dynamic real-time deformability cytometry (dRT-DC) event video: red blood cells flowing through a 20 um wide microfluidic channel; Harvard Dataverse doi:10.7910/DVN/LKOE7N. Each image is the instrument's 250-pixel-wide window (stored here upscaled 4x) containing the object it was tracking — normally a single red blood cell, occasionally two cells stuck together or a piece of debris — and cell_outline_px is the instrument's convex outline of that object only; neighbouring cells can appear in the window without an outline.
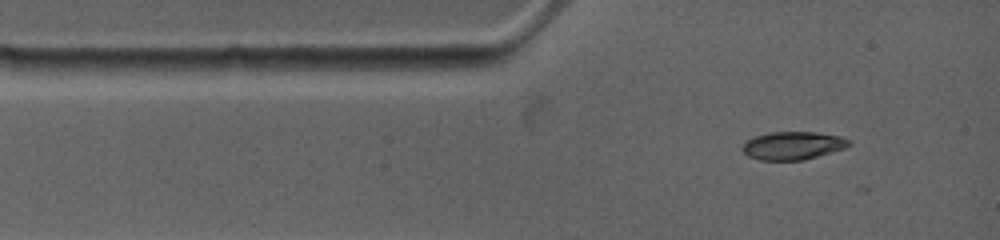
{"species": "common noctule bat (a hibernating species)", "species_latin": "Nyctalus noctula", "temperature_condition": "warm", "stored_images_in_passage": 4, "camera_frame_rate_fps": 4500, "um_per_image_px": 0.085, "animal": {"sex": "female", "body_mass_g": 19.0, "forearm_length_mm": 53.3}, "frame": {"image": 1, "passage_image": 1, "time_ms": 0.0, "image_size_px": [1000, 240], "cell_outline_px": [[852, 144], [844, 148], [804, 160], [760, 160], [748, 156], [740, 148], [748, 140], [756, 136], [768, 132], [816, 132], [840, 136], [852, 140]], "centroid_in_image_um": [67.41, 12.37], "position_along_channel_um": 17.6, "area_um2": 17.4}}
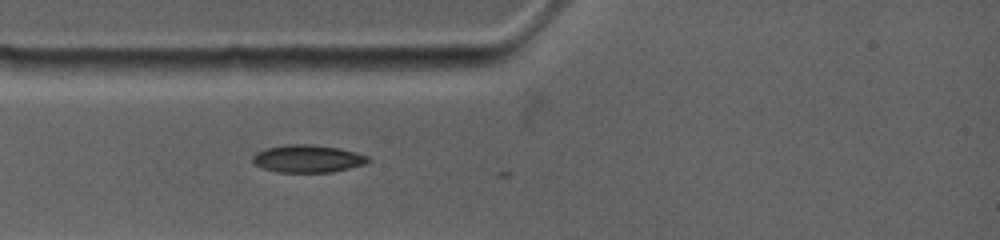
{"frame": {"image": 2, "passage_image": 3, "time_ms": 1.556, "image_size_px": [1000, 240], "cell_outline_px": [[372, 160], [364, 164], [332, 172], [276, 172], [264, 168], [256, 164], [252, 160], [252, 156], [256, 152], [264, 148], [288, 144], [312, 144], [340, 148], [356, 152], [368, 156]], "centroid_in_image_um": [26.16, 13.47], "position_along_channel_um": 58.8, "area_um2": 18.61}}